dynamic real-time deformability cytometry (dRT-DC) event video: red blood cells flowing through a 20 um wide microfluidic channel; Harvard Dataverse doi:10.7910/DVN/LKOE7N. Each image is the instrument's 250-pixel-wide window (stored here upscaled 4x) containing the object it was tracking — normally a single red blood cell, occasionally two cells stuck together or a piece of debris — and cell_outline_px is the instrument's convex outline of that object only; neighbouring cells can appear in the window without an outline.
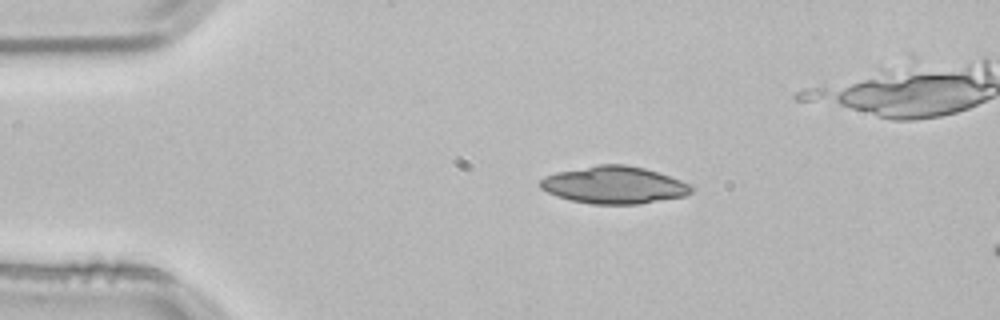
{"species": "common noctule bat (a hibernating species)", "species_latin": "Nyctalus noctula", "temperature_condition": "room temperature", "stored_images_in_passage": 38, "camera_frame_rate_fps": 3000, "um_per_image_px": 0.085, "animal": {"sex": "male", "body_mass_g": 21.5, "forearm_length_mm": 52.0}, "frame": {"image": 1, "passage_image": 5, "time_ms": 1.333, "image_size_px": [1000, 320], "cell_outline_px": [[692, 192], [684, 196], [640, 204], [592, 204], [572, 200], [556, 196], [540, 188], [540, 180], [544, 176], [556, 172], [596, 164], [624, 164], [644, 168], [680, 180], [688, 184], [692, 188]], "centroid_in_image_um": [52.16, 15.72], "position_along_channel_um": 32.8, "area_um2": 32.71}}